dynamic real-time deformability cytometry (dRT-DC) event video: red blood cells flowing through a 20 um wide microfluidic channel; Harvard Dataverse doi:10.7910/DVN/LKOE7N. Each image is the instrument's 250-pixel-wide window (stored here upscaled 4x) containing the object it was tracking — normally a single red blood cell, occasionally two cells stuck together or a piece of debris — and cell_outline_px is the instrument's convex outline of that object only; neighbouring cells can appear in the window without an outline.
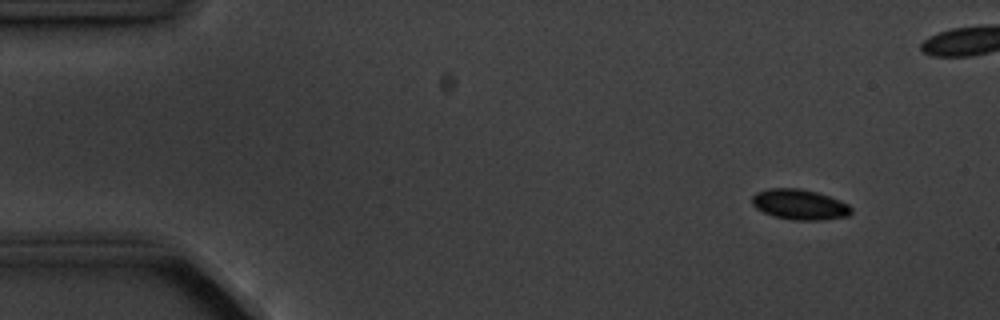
{"species": "common noctule bat (a hibernating species)", "species_latin": "Nyctalus noctula", "temperature_condition": "cold", "stored_images_in_passage": 5, "camera_frame_rate_fps": 3000, "um_per_image_px": 0.085, "animal": {"sex": "male", "body_mass_g": 20.1, "forearm_length_mm": 53.5}, "frame": {"image": 1, "passage_image": 1, "time_ms": 0.0, "image_size_px": [1000, 320], "cell_outline_px": [[852, 212], [848, 216], [824, 220], [792, 220], [772, 216], [756, 208], [752, 204], [752, 196], [756, 192], [768, 188], [800, 188], [816, 192], [840, 200], [848, 204], [852, 208]], "centroid_in_image_um": [67.96, 17.38], "position_along_channel_um": 17.0, "area_um2": 17.69}}